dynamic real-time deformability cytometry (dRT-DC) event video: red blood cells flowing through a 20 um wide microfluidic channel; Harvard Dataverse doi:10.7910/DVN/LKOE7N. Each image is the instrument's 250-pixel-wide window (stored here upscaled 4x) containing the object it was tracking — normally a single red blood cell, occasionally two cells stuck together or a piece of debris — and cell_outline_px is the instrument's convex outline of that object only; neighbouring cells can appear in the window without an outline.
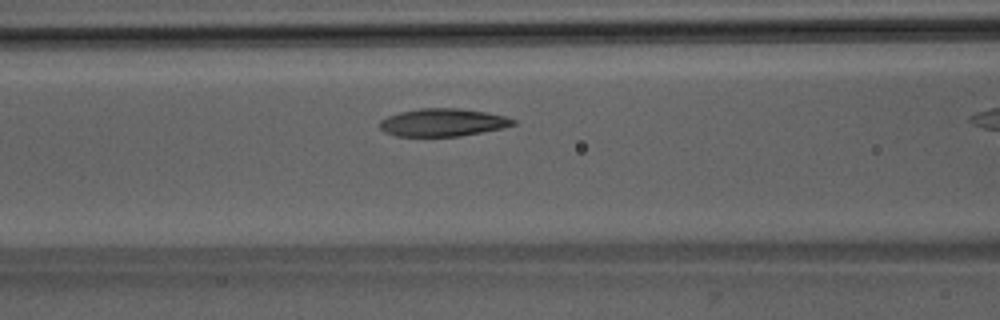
{"species": "Egyptian fruit bat (a non-hibernating species)", "species_latin": "Rousettus aegyptiacus", "temperature_condition": "room temperature", "stored_images_in_passage": 12, "camera_frame_rate_fps": 3000, "um_per_image_px": 0.085, "animal": {"sex": "male"}, "frame": {"image": 1, "passage_image": 10, "time_ms": 3.0, "image_size_px": [1000, 320], "cell_outline_px": [[516, 124], [500, 128], [460, 136], [396, 136], [384, 132], [380, 128], [380, 120], [388, 116], [400, 112], [420, 108], [456, 108], [484, 112], [504, 116], [516, 120]], "centroid_in_image_um": [37.6, 10.41], "position_along_channel_um": 129.0, "area_um2": 21.33}}